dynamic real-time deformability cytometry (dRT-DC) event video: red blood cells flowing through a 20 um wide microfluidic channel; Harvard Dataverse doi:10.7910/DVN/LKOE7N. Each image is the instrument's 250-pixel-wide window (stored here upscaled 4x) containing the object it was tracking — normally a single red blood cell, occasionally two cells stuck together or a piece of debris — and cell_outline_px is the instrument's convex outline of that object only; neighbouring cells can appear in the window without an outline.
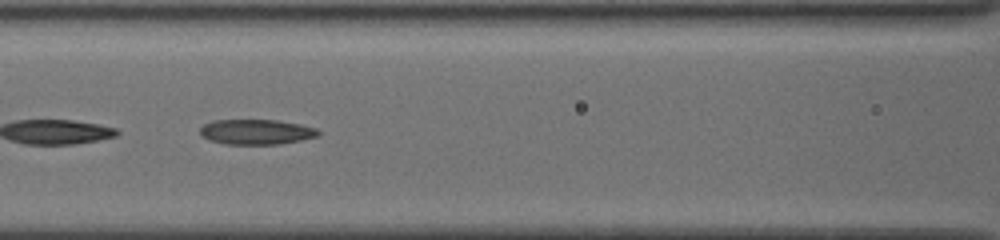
{"species": "common noctule bat (a hibernating species)", "species_latin": "Nyctalus noctula", "temperature_condition": "cold", "stored_images_in_passage": 40, "camera_frame_rate_fps": 3000, "um_per_image_px": 0.085, "animal": {"sex": "female", "body_mass_g": 19.5, "forearm_length_mm": 54.1}, "frame": {"image": 1, "passage_image": 12, "time_ms": 3.667, "image_size_px": [1000, 240], "cell_outline_px": [[320, 136], [280, 144], [224, 144], [208, 140], [200, 136], [200, 128], [204, 124], [212, 120], [276, 120], [300, 124], [316, 128], [320, 132]], "centroid_in_image_um": [21.76, 11.21], "position_along_channel_um": 144.8, "area_um2": 17.46}}
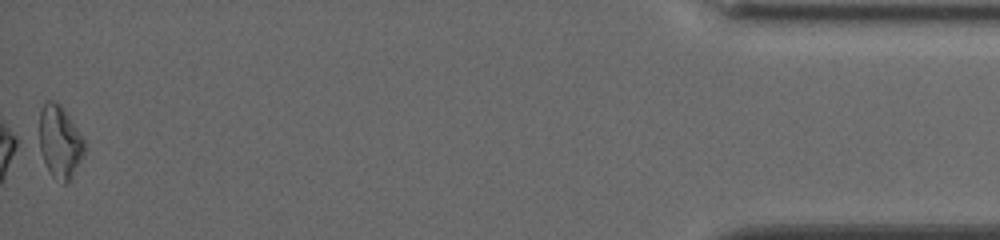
{"frame": {"image": 2, "passage_image": 40, "time_ms": 13.0, "image_size_px": [1000, 240], "cell_outline_px": [[88, 148], [72, 180], [64, 184], [52, 176], [32, 140], [40, 108], [44, 100], [56, 100], [64, 108], [84, 140]], "centroid_in_image_um": [4.99, 12.02], "position_along_channel_um": 430.2, "area_um2": 20.98}, "authors_computed_cell_mechanics": {"area_um2": 17.5423, "velocity_mm_per_s": 3.8826, "shape_relaxation_time_tau1_ms": 5.1628, "shape_relaxation_time_tau2_ms": 6.7959, "deformation_change_tau1": 0.1099, "deformation_change_tau2": 0.1826}}